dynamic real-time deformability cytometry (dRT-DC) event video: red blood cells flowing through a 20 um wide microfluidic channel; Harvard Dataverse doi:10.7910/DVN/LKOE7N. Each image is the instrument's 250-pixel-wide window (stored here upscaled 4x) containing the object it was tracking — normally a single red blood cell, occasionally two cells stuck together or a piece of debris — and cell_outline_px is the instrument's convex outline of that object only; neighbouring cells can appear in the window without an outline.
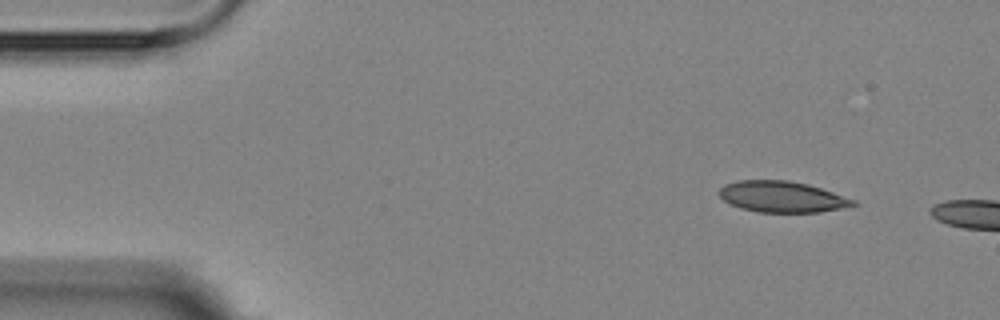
{"species": "Egyptian fruit bat (a non-hibernating species)", "species_latin": "Rousettus aegyptiacus", "temperature_condition": "room temperature", "stored_images_in_passage": 3, "camera_frame_rate_fps": 3000, "um_per_image_px": 0.085, "animal": {"sex": "female"}, "frame": {"image": 1, "passage_image": 1, "time_ms": 0.0, "image_size_px": [1000, 320], "cell_outline_px": [[860, 204], [820, 212], [760, 212], [740, 208], [724, 200], [720, 196], [720, 188], [724, 184], [736, 180], [788, 180], [808, 184], [856, 200]], "centroid_in_image_um": [66.48, 16.72], "position_along_channel_um": 18.5, "area_um2": 24.16}}